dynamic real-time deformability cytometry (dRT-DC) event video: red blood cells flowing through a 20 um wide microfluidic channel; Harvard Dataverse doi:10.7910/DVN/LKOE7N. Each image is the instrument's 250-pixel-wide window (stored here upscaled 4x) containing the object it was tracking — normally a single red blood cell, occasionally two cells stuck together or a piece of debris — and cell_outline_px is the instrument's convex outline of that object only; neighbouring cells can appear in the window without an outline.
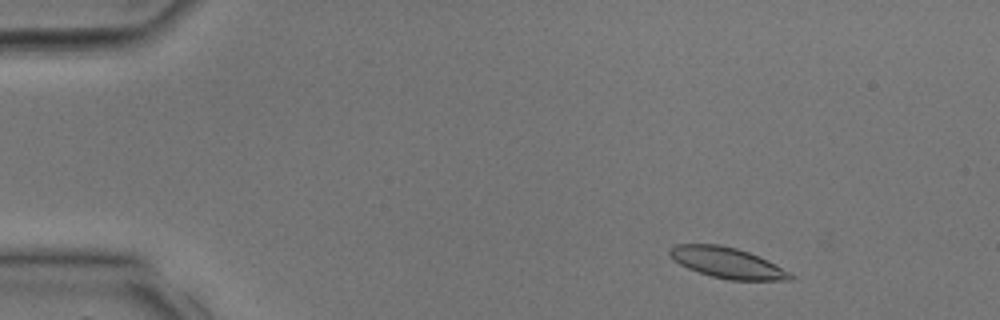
{"species": "common noctule bat (a hibernating species)", "species_latin": "Nyctalus noctula", "temperature_condition": "room temperature", "stored_images_in_passage": 32, "camera_frame_rate_fps": 3000, "um_per_image_px": 0.085, "animal": {"sex": "male", "body_mass_g": 17.9, "forearm_length_mm": 54.2}, "frame": {"image": 1, "passage_image": 3, "time_ms": 0.667, "image_size_px": [1000, 320], "cell_outline_px": [[792, 280], [728, 280], [712, 276], [688, 268], [680, 264], [668, 252], [668, 248], [676, 244], [720, 244], [736, 248], [748, 252], [768, 260], [792, 272]], "centroid_in_image_um": [61.84, 22.33], "position_along_channel_um": 23.2, "area_um2": 21.5}}
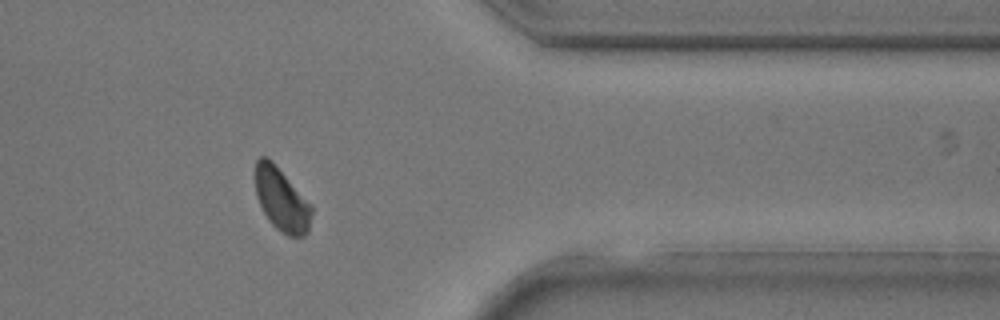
{"frame": {"image": 2, "passage_image": 26, "time_ms": 8.333, "image_size_px": [1000, 320], "cell_outline_px": [[312, 212], [308, 232], [304, 236], [288, 236], [280, 232], [268, 220], [256, 196], [256, 160], [260, 156], [264, 156], [272, 160], [312, 204]], "centroid_in_image_um": [23.95, 16.97], "position_along_channel_um": 387.4, "area_um2": 20.81}}
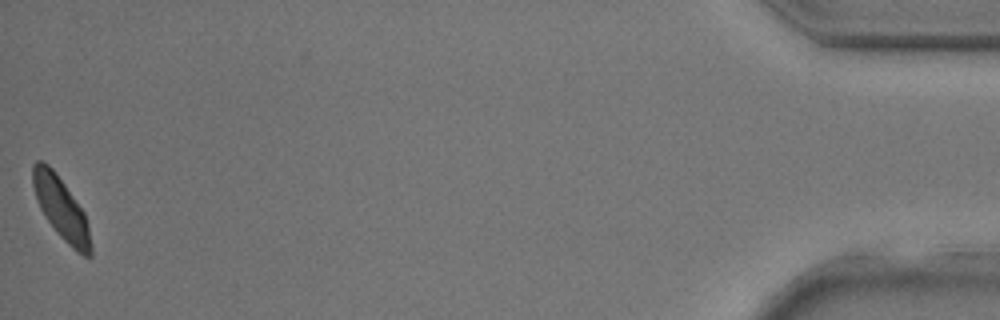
{"frame": {"image": 3, "passage_image": 32, "time_ms": 10.333, "image_size_px": [1000, 320], "cell_outline_px": [[92, 256], [84, 256], [76, 252], [56, 232], [40, 208], [36, 200], [32, 184], [32, 164], [36, 160], [40, 160], [48, 164], [52, 168], [64, 184], [84, 212], [88, 224], [92, 248]], "centroid_in_image_um": [5.19, 17.71], "position_along_channel_um": 430.0, "area_um2": 20.87}}